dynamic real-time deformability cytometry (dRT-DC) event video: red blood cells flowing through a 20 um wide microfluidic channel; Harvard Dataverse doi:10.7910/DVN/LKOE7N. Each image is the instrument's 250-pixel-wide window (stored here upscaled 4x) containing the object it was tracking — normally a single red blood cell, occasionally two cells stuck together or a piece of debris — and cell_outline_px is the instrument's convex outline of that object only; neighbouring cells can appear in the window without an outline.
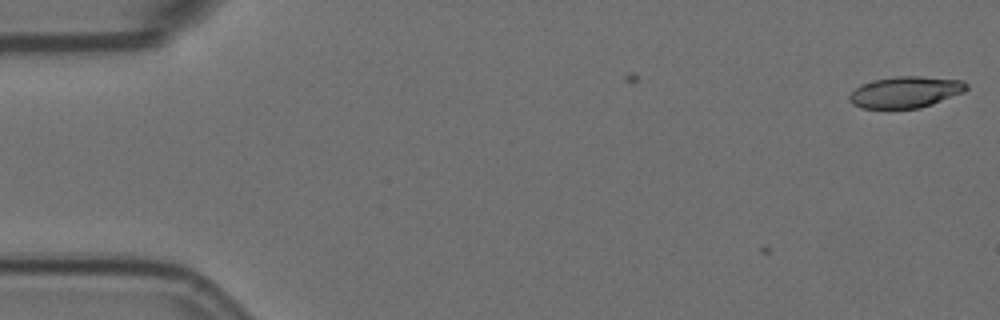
{"species": "Egyptian fruit bat (a non-hibernating species)", "species_latin": "Rousettus aegyptiacus", "temperature_condition": "room temperature", "stored_images_in_passage": 6, "camera_frame_rate_fps": 3000, "um_per_image_px": 0.085, "animal": {"sex": "female"}, "frame": {"image": 1, "passage_image": 6, "time_ms": 1.667, "image_size_px": [1000, 320], "cell_outline_px": [[968, 88], [964, 92], [932, 104], [920, 108], [860, 108], [852, 104], [848, 100], [848, 96], [860, 84], [876, 80], [896, 76], [920, 76], [964, 80], [968, 84]], "centroid_in_image_um": [76.98, 7.82], "position_along_channel_um": 8.0, "area_um2": 21.44}}